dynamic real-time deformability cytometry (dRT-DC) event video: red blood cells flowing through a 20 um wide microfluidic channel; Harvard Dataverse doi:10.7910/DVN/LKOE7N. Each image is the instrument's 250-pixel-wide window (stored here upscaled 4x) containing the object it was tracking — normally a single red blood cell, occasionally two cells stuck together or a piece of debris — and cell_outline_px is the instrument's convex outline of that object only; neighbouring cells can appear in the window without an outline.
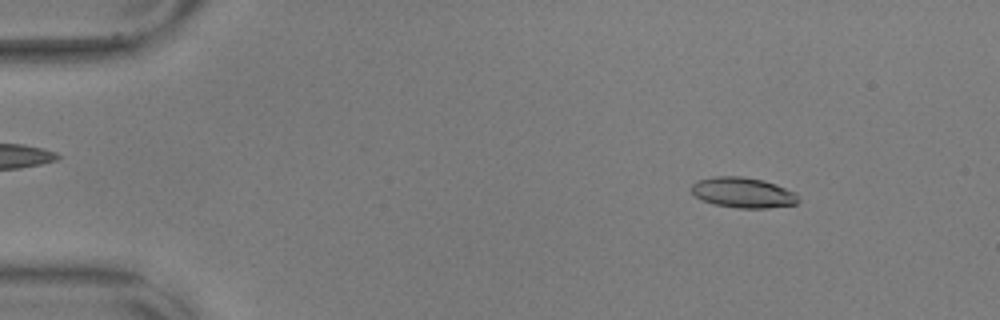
{"species": "common noctule bat (a hibernating species)", "species_latin": "Nyctalus noctula", "temperature_condition": "warm", "stored_images_in_passage": 57, "camera_frame_rate_fps": 3000, "um_per_image_px": 0.085, "animal": {"sex": "male", "body_mass_g": 17.9, "forearm_length_mm": 54.2}, "frame": {"image": 1, "passage_image": 7, "time_ms": 2.0, "image_size_px": [1000, 320], "cell_outline_px": [[800, 200], [796, 204], [768, 208], [736, 208], [712, 204], [700, 200], [692, 192], [692, 184], [696, 180], [716, 176], [744, 176], [764, 180], [776, 184], [796, 192], [800, 196]], "centroid_in_image_um": [63.18, 16.37], "position_along_channel_um": 21.8, "area_um2": 19.31}}
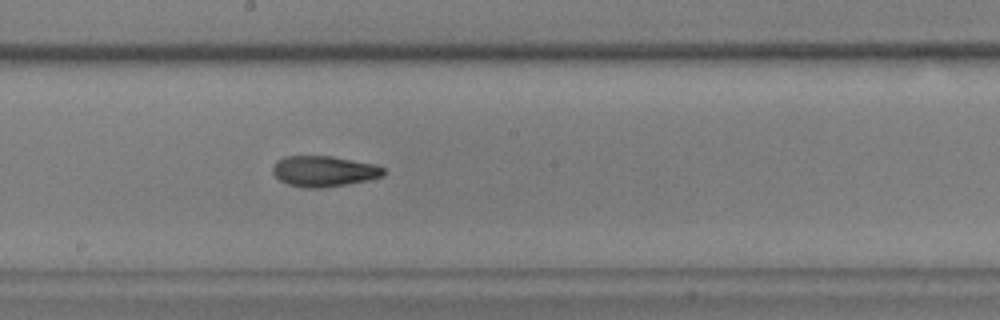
{"frame": {"image": 2, "passage_image": 31, "time_ms": 10.0, "image_size_px": [1000, 320], "cell_outline_px": [[384, 176], [368, 180], [348, 184], [320, 188], [308, 188], [288, 184], [280, 180], [272, 172], [272, 168], [276, 160], [284, 156], [332, 156], [376, 164], [384, 168]], "centroid_in_image_um": [27.54, 14.55], "position_along_channel_um": 220.7, "area_um2": 19.94}}
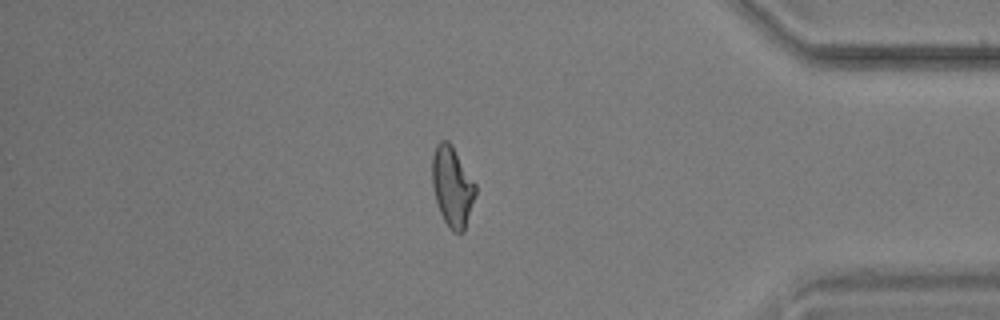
{"frame": {"image": 3, "passage_image": 48, "time_ms": 15.667, "image_size_px": [1000, 320], "cell_outline_px": [[476, 192], [464, 232], [452, 232], [448, 228], [440, 212], [436, 200], [432, 184], [432, 156], [436, 144], [440, 140], [448, 140], [452, 144], [476, 184]], "centroid_in_image_um": [38.44, 15.84], "position_along_channel_um": 396.8, "area_um2": 20.29}, "authors_computed_cell_mechanics": {"area_um2": 19.5942, "velocity_mm_per_s": 3.5917, "shape_relaxation_time_tau1_ms": 8.3877, "shape_relaxation_time_tau2_ms": 3.1712, "deformation_change_tau1": 0.2638, "deformation_change_tau2": 0.1125}}